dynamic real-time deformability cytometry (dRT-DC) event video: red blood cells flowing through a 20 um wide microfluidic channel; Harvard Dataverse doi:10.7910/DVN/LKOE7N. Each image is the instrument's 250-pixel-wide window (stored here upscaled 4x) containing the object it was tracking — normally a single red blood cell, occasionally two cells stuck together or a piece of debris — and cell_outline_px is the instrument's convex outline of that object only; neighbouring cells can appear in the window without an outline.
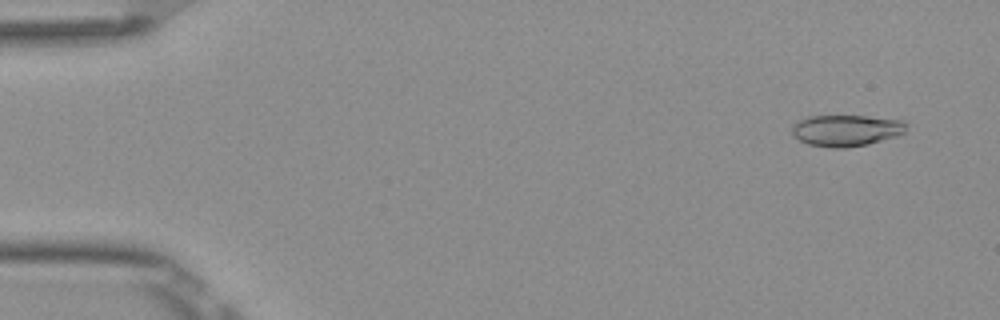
{"species": "Egyptian fruit bat (a non-hibernating species)", "species_latin": "Rousettus aegyptiacus", "temperature_condition": "room temperature", "stored_images_in_passage": 53, "camera_frame_rate_fps": 3000, "um_per_image_px": 0.085, "frame": {"image": 1, "passage_image": 4, "time_ms": 1.0, "image_size_px": [1000, 320], "cell_outline_px": [[908, 124], [904, 132], [896, 136], [868, 144], [848, 148], [832, 148], [808, 144], [800, 140], [792, 132], [792, 124], [808, 116], [864, 116], [904, 120]], "centroid_in_image_um": [71.94, 11.09], "position_along_channel_um": 13.1, "area_um2": 20.92}}
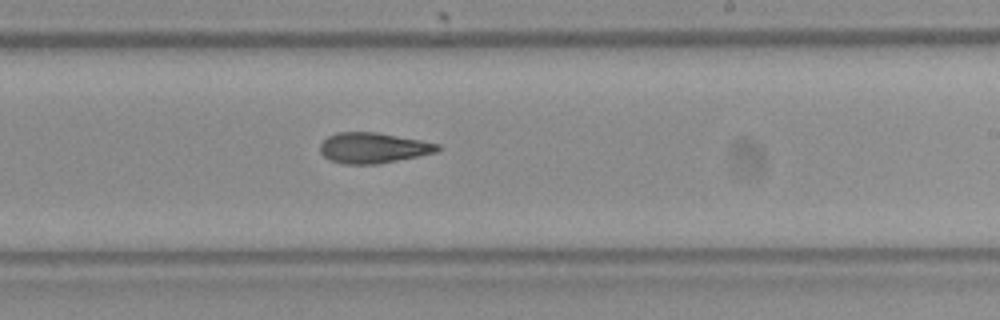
{"frame": {"image": 2, "passage_image": 32, "time_ms": 10.333, "image_size_px": [1000, 320], "cell_outline_px": [[440, 148], [436, 152], [380, 164], [344, 164], [328, 160], [320, 152], [320, 144], [328, 136], [336, 132], [376, 132], [420, 140], [440, 144]], "centroid_in_image_um": [31.69, 12.57], "position_along_channel_um": 257.3, "area_um2": 20.92}}
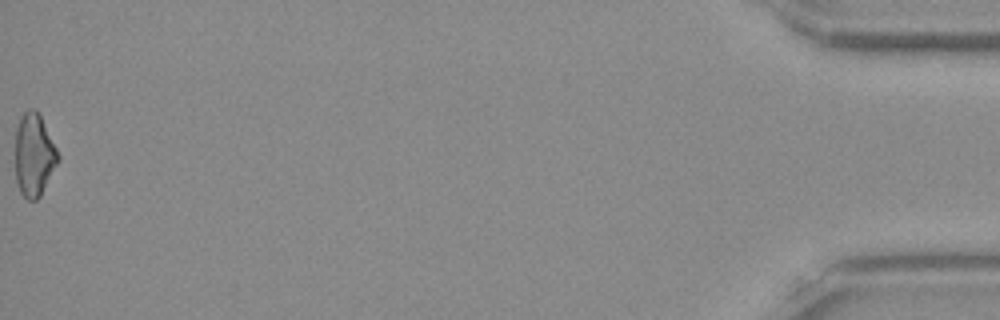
{"frame": {"image": 3, "passage_image": 53, "time_ms": 17.333, "image_size_px": [1000, 320], "cell_outline_px": [[60, 160], [40, 196], [36, 200], [28, 200], [20, 192], [16, 180], [16, 128], [20, 116], [28, 108], [36, 108], [60, 156]], "centroid_in_image_um": [2.89, 13.17], "position_along_channel_um": 432.3, "area_um2": 20.58}, "authors_computed_cell_mechanics": {"area_um2": 20.8658, "velocity_mm_per_s": 3.9134, "shape_relaxation_time_tau1_ms": null, "shape_relaxation_time_tau2_ms": 5.3322, "deformation_change_tau1": null, "deformation_change_tau2": 0.15}}